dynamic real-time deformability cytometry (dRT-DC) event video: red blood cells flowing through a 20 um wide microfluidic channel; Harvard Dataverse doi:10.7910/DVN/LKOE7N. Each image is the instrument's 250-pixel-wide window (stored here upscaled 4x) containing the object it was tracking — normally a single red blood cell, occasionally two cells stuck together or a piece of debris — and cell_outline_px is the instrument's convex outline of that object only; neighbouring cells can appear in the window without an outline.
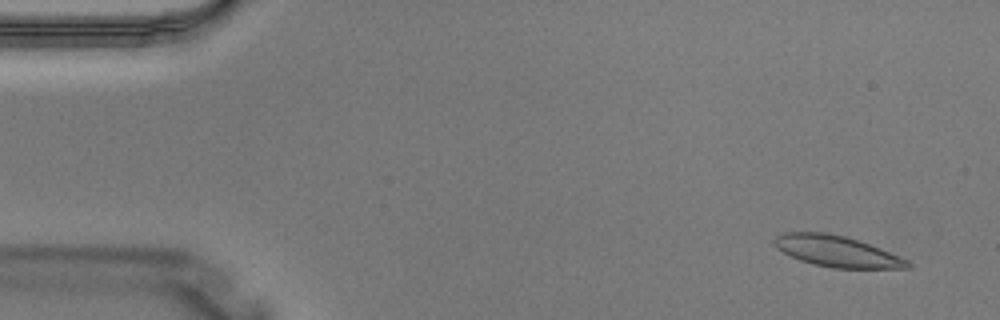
{"species": "Egyptian fruit bat (a non-hibernating species)", "species_latin": "Rousettus aegyptiacus", "temperature_condition": "warm", "stored_images_in_passage": 3, "camera_frame_rate_fps": 3000, "um_per_image_px": 0.085, "animal": {"sex": "male"}, "frame": {"image": 1, "passage_image": 1, "time_ms": 0.0, "image_size_px": [1000, 320], "cell_outline_px": [[912, 268], [832, 268], [812, 264], [800, 260], [776, 248], [772, 244], [772, 240], [776, 236], [784, 232], [824, 232], [844, 236], [880, 248], [908, 260], [912, 264]], "centroid_in_image_um": [71.1, 21.36], "position_along_channel_um": 13.9, "area_um2": 24.04}}